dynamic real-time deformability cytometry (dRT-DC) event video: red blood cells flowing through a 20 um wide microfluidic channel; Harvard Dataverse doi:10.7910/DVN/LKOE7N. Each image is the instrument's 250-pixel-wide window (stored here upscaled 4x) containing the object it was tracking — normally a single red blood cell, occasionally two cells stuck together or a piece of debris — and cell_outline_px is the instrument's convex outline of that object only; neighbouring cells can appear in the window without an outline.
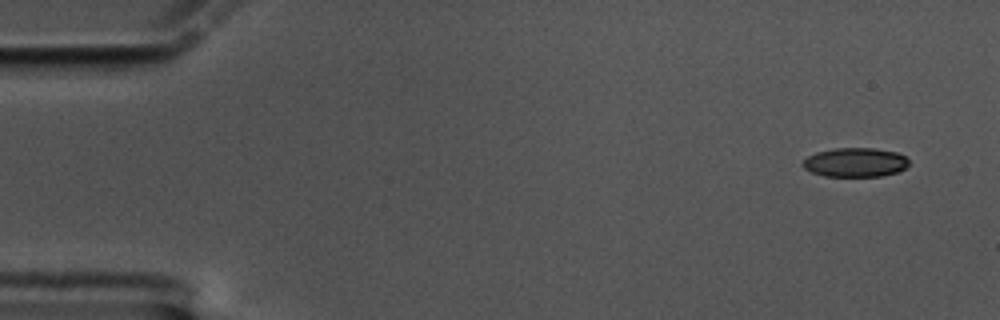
{"species": "common noctule bat (a hibernating species)", "species_latin": "Nyctalus noctula", "temperature_condition": "cold", "stored_images_in_passage": 10, "camera_frame_rate_fps": 3000, "um_per_image_px": 0.085, "animal": {"sex": "male", "body_mass_g": 17.5, "forearm_length_mm": 52.3}, "frame": {"image": 1, "passage_image": 1, "time_ms": 0.0, "image_size_px": [1000, 320], "cell_outline_px": [[908, 164], [904, 168], [896, 172], [880, 176], [824, 176], [812, 172], [804, 168], [800, 164], [808, 156], [816, 152], [836, 148], [876, 148], [896, 152], [904, 156], [908, 160]], "centroid_in_image_um": [72.66, 13.79], "position_along_channel_um": 12.3, "area_um2": 17.92}}